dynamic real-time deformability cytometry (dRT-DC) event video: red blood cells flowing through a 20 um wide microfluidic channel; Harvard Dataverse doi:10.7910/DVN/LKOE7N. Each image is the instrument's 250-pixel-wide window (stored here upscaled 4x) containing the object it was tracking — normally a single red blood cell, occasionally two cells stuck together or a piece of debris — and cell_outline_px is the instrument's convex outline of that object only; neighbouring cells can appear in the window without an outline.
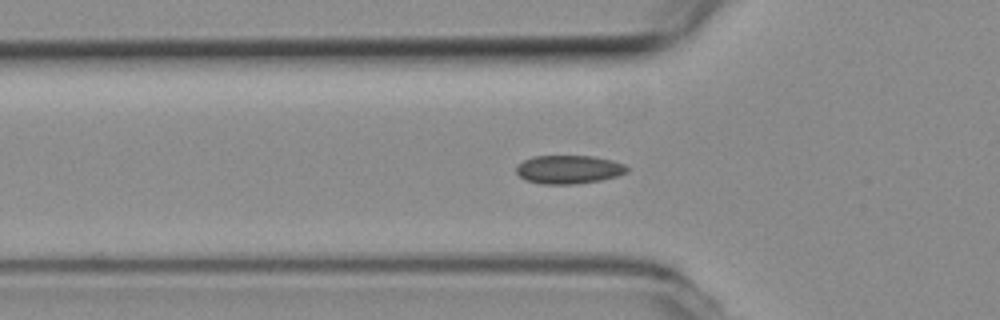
{"species": "common noctule bat (a hibernating species)", "species_latin": "Nyctalus noctula", "temperature_condition": "room temperature", "stored_images_in_passage": 38, "camera_frame_rate_fps": 3000, "um_per_image_px": 0.085, "animal": {"sex": "female", "body_mass_g": 19.3, "forearm_length_mm": 54.1}, "frame": {"image": 1, "passage_image": 5, "time_ms": 1.333, "image_size_px": [1000, 320], "cell_outline_px": [[628, 172], [616, 176], [600, 180], [576, 184], [540, 184], [524, 180], [516, 172], [516, 164], [532, 156], [592, 156], [612, 160], [624, 164], [628, 168]], "centroid_in_image_um": [48.31, 14.4], "position_along_channel_um": 77.5, "area_um2": 18.5}}
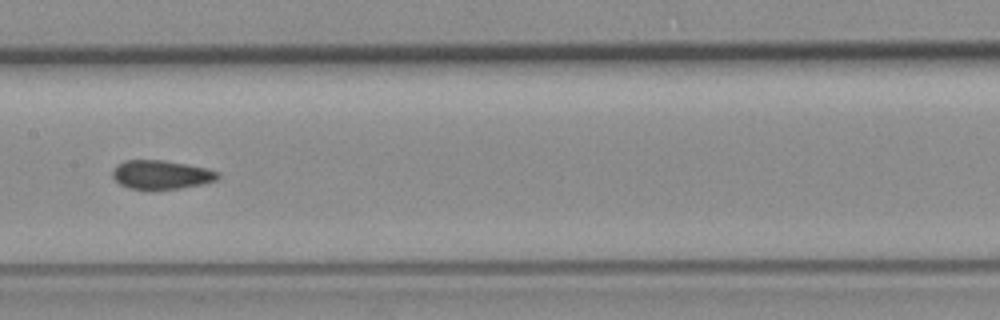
{"frame": {"image": 2, "passage_image": 14, "time_ms": 4.333, "image_size_px": [1000, 320], "cell_outline_px": [[220, 176], [216, 180], [204, 184], [180, 188], [148, 192], [128, 188], [120, 184], [112, 176], [112, 168], [116, 164], [124, 160], [164, 160], [188, 164], [208, 168], [220, 172]], "centroid_in_image_um": [13.69, 14.87], "position_along_channel_um": 193.7, "area_um2": 18.5}}
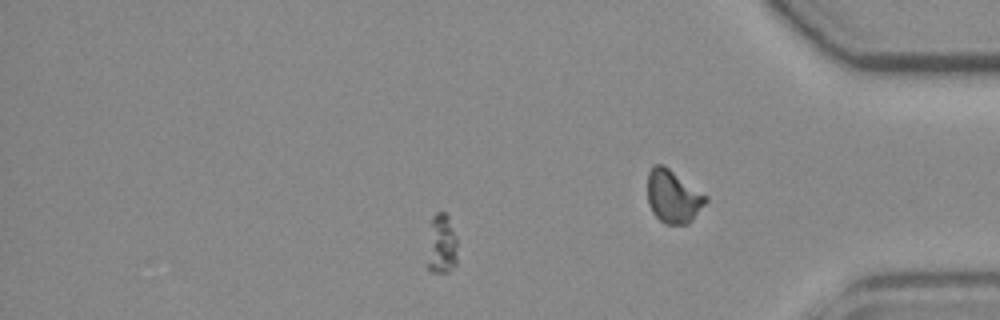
{"frame": {"image": 3, "passage_image": 29, "time_ms": 9.333, "image_size_px": [1000, 320], "cell_outline_px": [[456, 264], [448, 272], [428, 272], [428, 264], [432, 216], [436, 212], [444, 212], [448, 216], [456, 236]], "centroid_in_image_um": [37.56, 20.78], "position_along_channel_um": 397.6, "area_um2": 10.17}, "authors_computed_cell_mechanics": {"area_um2": 18.0336, "velocity_mm_per_s": 3.8466, "shape_relaxation_time_tau1_ms": null, "shape_relaxation_time_tau2_ms": 2.1897, "deformation_change_tau1": null, "deformation_change_tau2": 0.0506}}